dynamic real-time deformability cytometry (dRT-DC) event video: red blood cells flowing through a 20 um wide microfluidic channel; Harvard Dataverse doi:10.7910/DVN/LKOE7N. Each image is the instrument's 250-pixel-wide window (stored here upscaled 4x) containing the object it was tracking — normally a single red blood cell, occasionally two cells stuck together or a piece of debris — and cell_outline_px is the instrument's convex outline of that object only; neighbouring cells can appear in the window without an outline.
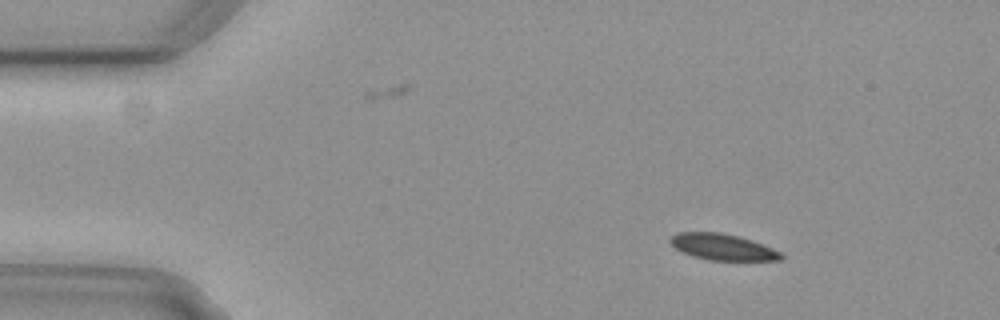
{"species": "common noctule bat (a hibernating species)", "species_latin": "Nyctalus noctula", "temperature_condition": "cold", "stored_images_in_passage": 5, "camera_frame_rate_fps": 3000, "um_per_image_px": 0.085, "animal": {"sex": "female", "body_mass_g": 29.2, "forearm_length_mm": 56.3}, "frame": {"image": 1, "passage_image": 1, "time_ms": 0.0, "image_size_px": [1000, 320], "cell_outline_px": [[784, 256], [780, 260], [708, 260], [692, 256], [676, 248], [668, 240], [672, 236], [680, 232], [720, 232], [740, 236], [764, 244], [780, 252]], "centroid_in_image_um": [61.44, 20.99], "position_along_channel_um": 23.6, "area_um2": 16.88}}
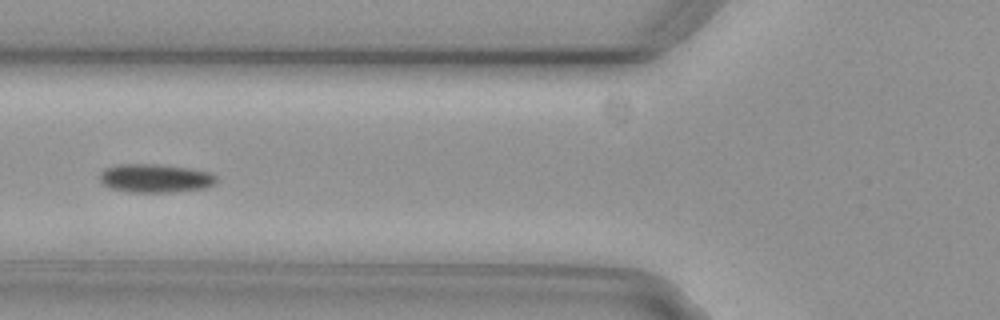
{"frame": {"image": 2, "passage_image": 4, "time_ms": 1.0, "image_size_px": [1000, 320], "cell_outline_px": [[216, 184], [204, 188], [172, 192], [128, 192], [108, 188], [100, 184], [100, 172], [104, 168], [120, 164], [152, 164], [184, 168], [208, 172], [216, 176]], "centroid_in_image_um": [13.12, 15.17], "position_along_channel_um": 112.7, "area_um2": 19.36}}